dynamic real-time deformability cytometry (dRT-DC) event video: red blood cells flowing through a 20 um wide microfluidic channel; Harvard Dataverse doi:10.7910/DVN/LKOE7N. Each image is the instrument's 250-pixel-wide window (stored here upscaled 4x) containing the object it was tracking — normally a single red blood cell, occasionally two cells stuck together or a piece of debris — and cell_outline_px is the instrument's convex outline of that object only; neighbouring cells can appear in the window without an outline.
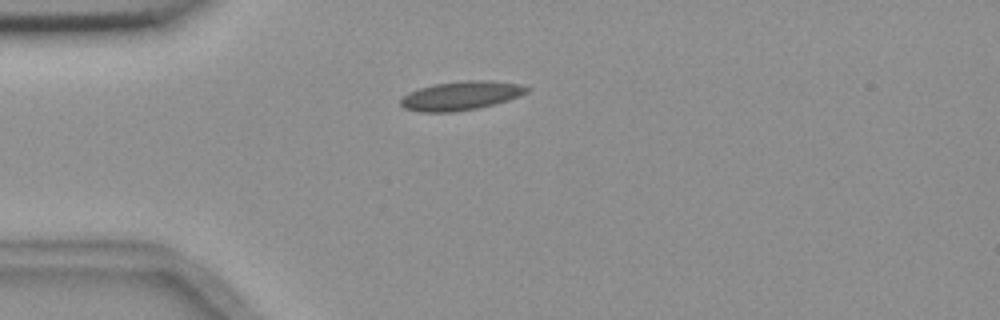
{"species": "common noctule bat (a hibernating species)", "species_latin": "Nyctalus noctula", "temperature_condition": "room temperature", "stored_images_in_passage": 7, "camera_frame_rate_fps": 3000, "um_per_image_px": 0.085, "animal": {"sex": "female", "body_mass_g": 18.4}, "frame": {"image": 1, "passage_image": 2, "time_ms": 1.333, "image_size_px": [1000, 320], "cell_outline_px": [[532, 88], [528, 92], [508, 100], [476, 108], [452, 112], [420, 112], [404, 108], [400, 104], [400, 100], [408, 92], [432, 84], [464, 80], [488, 80], [520, 84]], "centroid_in_image_um": [39.17, 8.12], "position_along_channel_um": 45.8, "area_um2": 21.21}}
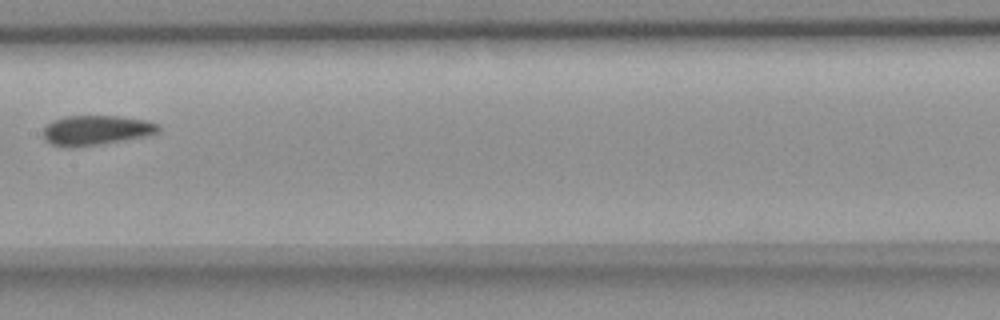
{"frame": {"image": 2, "passage_image": 6, "time_ms": 6.0, "image_size_px": [1000, 320], "cell_outline_px": [[160, 132], [148, 136], [72, 148], [68, 148], [52, 144], [44, 140], [40, 132], [44, 124], [52, 120], [64, 116], [120, 116], [144, 120], [160, 124]], "centroid_in_image_um": [8.1, 11.06], "position_along_channel_um": 199.3, "area_um2": 20.4}}
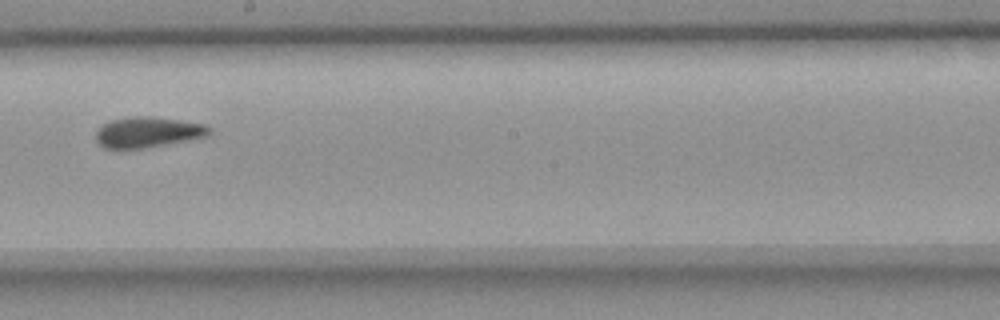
{"frame": {"image": 3, "passage_image": 7, "time_ms": 7.0, "image_size_px": [1000, 320], "cell_outline_px": [[212, 132], [208, 136], [144, 148], [116, 152], [104, 148], [96, 140], [96, 132], [108, 120], [136, 116], [148, 116], [180, 120], [208, 124], [212, 128]], "centroid_in_image_um": [12.55, 11.26], "position_along_channel_um": 235.7, "area_um2": 20.75}}